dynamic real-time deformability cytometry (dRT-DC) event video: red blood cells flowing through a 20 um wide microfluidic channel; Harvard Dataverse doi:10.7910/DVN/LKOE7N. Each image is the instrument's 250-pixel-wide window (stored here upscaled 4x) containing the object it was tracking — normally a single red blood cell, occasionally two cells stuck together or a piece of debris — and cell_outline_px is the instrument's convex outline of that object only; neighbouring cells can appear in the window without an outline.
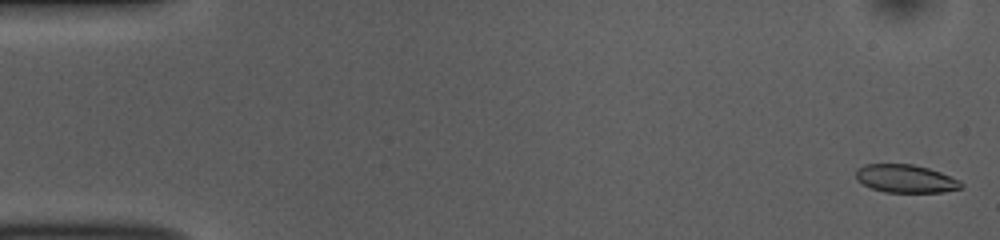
{"species": "common noctule bat (a hibernating species)", "species_latin": "Nyctalus noctula", "temperature_condition": "room temperature", "stored_images_in_passage": 52, "camera_frame_rate_fps": 3000, "um_per_image_px": 0.085, "animal": {"sex": "female", "body_mass_g": 10.0, "forearm_length_mm": 53.1}, "frame": {"image": 1, "passage_image": 1, "time_ms": 0.0, "image_size_px": [1000, 240], "cell_outline_px": [[964, 188], [944, 192], [884, 192], [872, 188], [856, 180], [856, 168], [864, 164], [912, 164], [928, 168], [940, 172], [960, 180], [964, 184]], "centroid_in_image_um": [77.0, 15.19], "position_along_channel_um": 8.0, "area_um2": 17.34}}
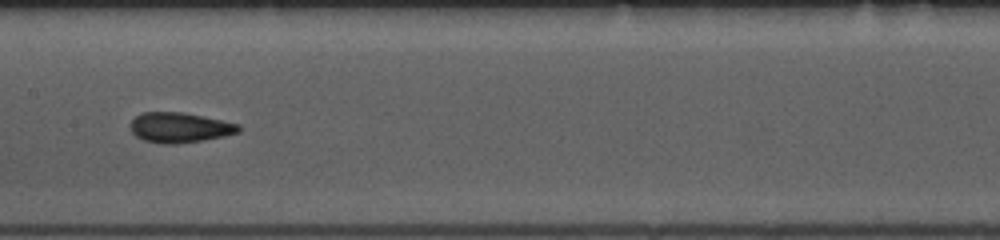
{"frame": {"image": 2, "passage_image": 26, "time_ms": 8.333, "image_size_px": [1000, 240], "cell_outline_px": [[240, 132], [224, 136], [204, 140], [176, 144], [160, 144], [144, 140], [136, 136], [132, 132], [128, 124], [140, 112], [184, 112], [240, 124]], "centroid_in_image_um": [15.25, 10.84], "position_along_channel_um": 192.1, "area_um2": 19.19}}
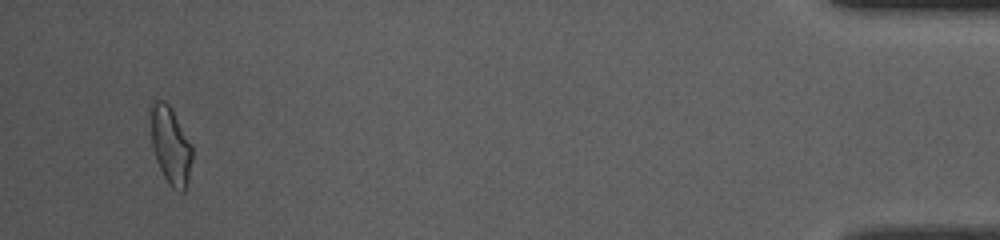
{"frame": {"image": 3, "passage_image": 50, "time_ms": 16.333, "image_size_px": [1000, 240], "cell_outline_px": [[192, 160], [188, 180], [184, 192], [180, 192], [172, 188], [168, 184], [156, 160], [152, 148], [148, 116], [148, 104], [152, 100], [164, 100], [172, 108], [192, 144]], "centroid_in_image_um": [14.45, 12.28], "position_along_channel_um": 420.8, "area_um2": 19.54}, "authors_computed_cell_mechanics": {"area_um2": 18.5249, "velocity_mm_per_s": 3.8169, "shape_relaxation_time_tau1_ms": 5.6078, "shape_relaxation_time_tau2_ms": 2.0192, "deformation_change_tau1": 0.1156, "deformation_change_tau2": 0.0619}}